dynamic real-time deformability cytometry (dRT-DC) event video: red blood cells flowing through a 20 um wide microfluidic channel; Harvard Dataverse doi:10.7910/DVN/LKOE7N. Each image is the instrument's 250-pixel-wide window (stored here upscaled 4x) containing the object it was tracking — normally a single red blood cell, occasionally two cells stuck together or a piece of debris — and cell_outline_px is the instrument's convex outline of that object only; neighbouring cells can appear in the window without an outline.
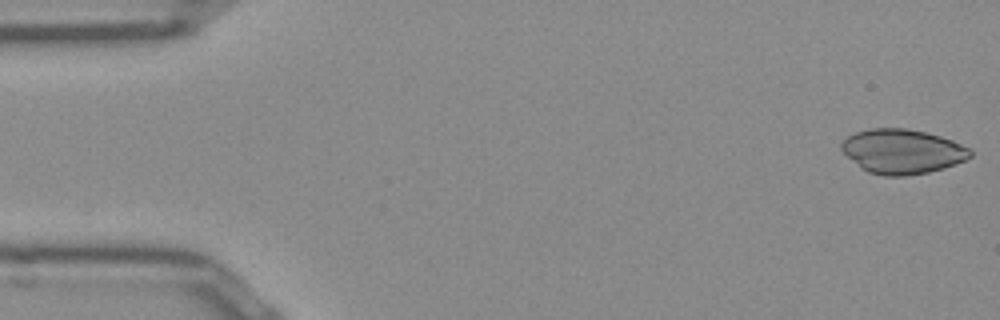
{"species": "Egyptian fruit bat (a non-hibernating species)", "species_latin": "Rousettus aegyptiacus", "temperature_condition": "room temperature", "stored_images_in_passage": 13, "camera_frame_rate_fps": 3000, "um_per_image_px": 0.085, "frame": {"image": 1, "passage_image": 1, "time_ms": 0.0, "image_size_px": [1000, 320], "cell_outline_px": [[972, 156], [956, 164], [944, 168], [928, 172], [904, 176], [884, 176], [868, 172], [860, 168], [840, 148], [840, 144], [848, 136], [856, 132], [872, 128], [904, 128], [924, 132], [940, 136], [952, 140], [968, 148], [972, 152]], "centroid_in_image_um": [76.69, 12.88], "position_along_channel_um": 8.3, "area_um2": 33.23}}